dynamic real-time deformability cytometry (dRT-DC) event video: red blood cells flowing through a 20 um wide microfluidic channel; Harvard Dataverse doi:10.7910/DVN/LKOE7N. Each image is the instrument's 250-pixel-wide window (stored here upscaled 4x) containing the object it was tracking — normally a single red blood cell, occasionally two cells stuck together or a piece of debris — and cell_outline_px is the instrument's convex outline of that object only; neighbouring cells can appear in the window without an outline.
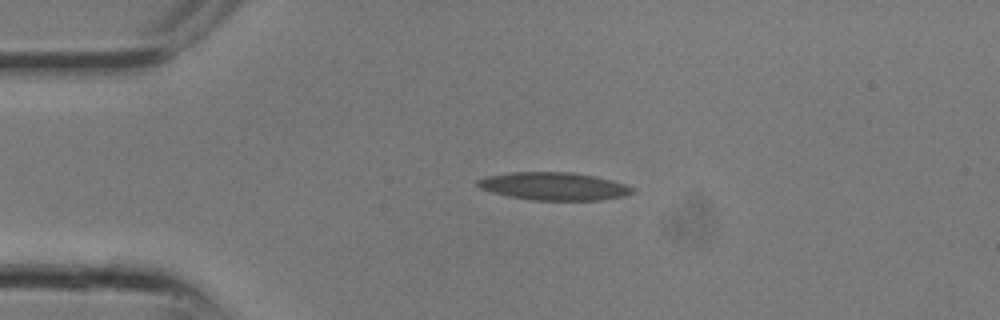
{"species": "common noctule bat (a hibernating species)", "species_latin": "Nyctalus noctula", "temperature_condition": "room temperature", "stored_images_in_passage": 7, "camera_frame_rate_fps": 3000, "um_per_image_px": 0.085, "animal": {"sex": "male", "body_mass_g": 13.3}, "frame": {"image": 1, "passage_image": 5, "time_ms": 1.333, "image_size_px": [1000, 320], "cell_outline_px": [[632, 192], [624, 196], [600, 200], [532, 200], [508, 196], [492, 192], [480, 188], [476, 184], [476, 180], [488, 176], [512, 172], [572, 172], [596, 176], [612, 180], [624, 184], [632, 188]], "centroid_in_image_um": [47.05, 15.83], "position_along_channel_um": 37.9, "area_um2": 24.97}}